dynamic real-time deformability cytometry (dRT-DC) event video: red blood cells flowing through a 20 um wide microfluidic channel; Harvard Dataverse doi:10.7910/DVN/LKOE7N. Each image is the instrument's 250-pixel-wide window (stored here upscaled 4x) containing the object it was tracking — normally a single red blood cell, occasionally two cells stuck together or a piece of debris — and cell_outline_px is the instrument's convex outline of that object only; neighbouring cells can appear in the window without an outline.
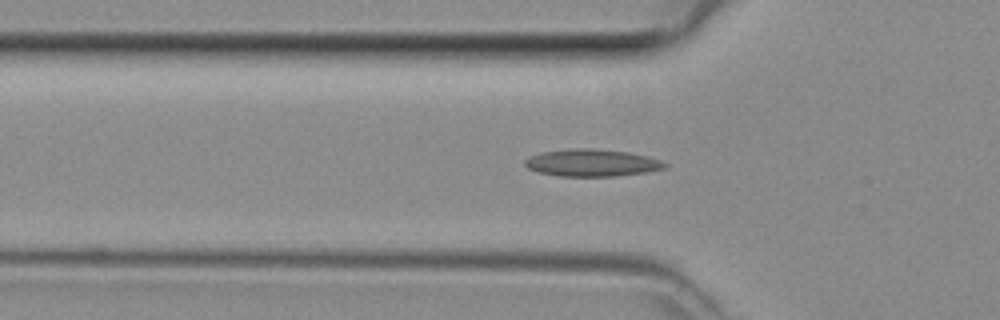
{"species": "common noctule bat (a hibernating species)", "species_latin": "Nyctalus noctula", "temperature_condition": "room temperature", "stored_images_in_passage": 45, "segment_of_instrument_passage": [1, 2], "camera_frame_rate_fps": 3000, "um_per_image_px": 0.085, "animal": {"sex": "female", "body_mass_g": 29.2, "forearm_length_mm": 56.3}, "frame": {"image": 1, "passage_image": 13, "time_ms": 4.0, "image_size_px": [1000, 320], "cell_outline_px": [[668, 164], [664, 168], [644, 172], [616, 176], [556, 176], [536, 172], [528, 168], [524, 164], [524, 160], [528, 156], [540, 152], [572, 148], [592, 148], [628, 152], [648, 156], [660, 160]], "centroid_in_image_um": [50.25, 13.83], "position_along_channel_um": 75.6, "area_um2": 22.31}}
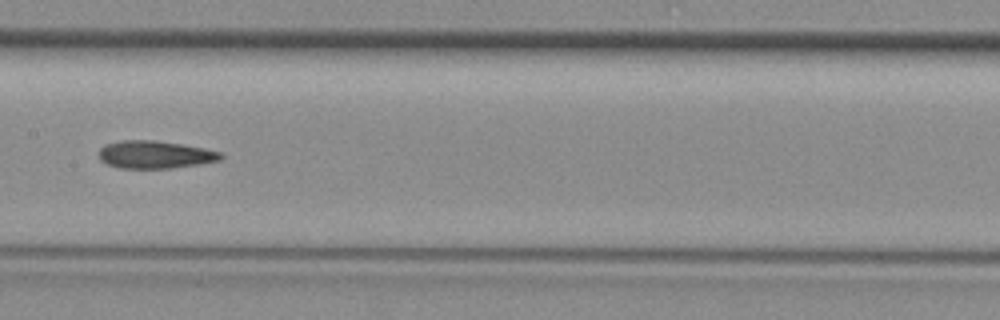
{"frame": {"image": 2, "passage_image": 21, "time_ms": 6.667, "image_size_px": [1000, 320], "cell_outline_px": [[224, 156], [220, 160], [200, 164], [172, 168], [120, 168], [108, 164], [100, 160], [100, 148], [104, 144], [120, 140], [152, 140], [184, 144], [204, 148], [220, 152]], "centroid_in_image_um": [13.18, 13.13], "position_along_channel_um": 194.2, "area_um2": 19.71}}
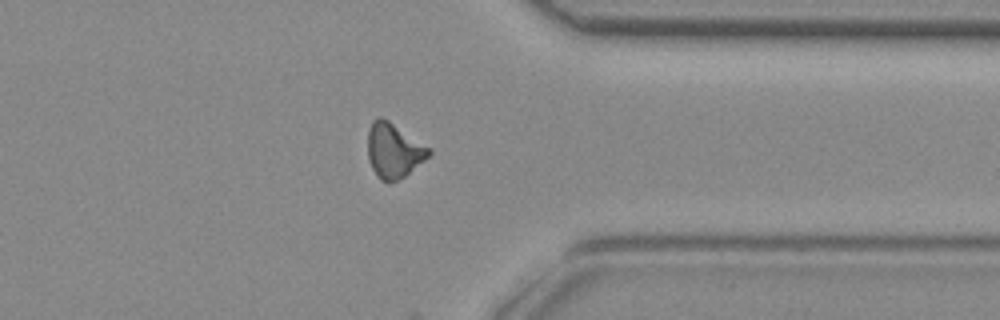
{"frame": {"image": 3, "passage_image": 34, "time_ms": 11.0, "image_size_px": [1000, 320], "cell_outline_px": [[432, 152], [424, 160], [404, 176], [396, 180], [380, 180], [372, 168], [368, 156], [368, 128], [372, 120], [380, 116], [388, 120], [432, 148]], "centroid_in_image_um": [33.47, 12.75], "position_along_channel_um": 377.9, "area_um2": 19.31}}